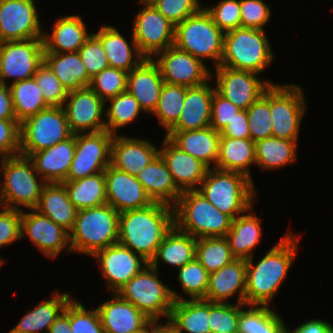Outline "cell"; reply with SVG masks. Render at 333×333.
Returning <instances> with one entry per match:
<instances>
[{"instance_id":"7","label":"cell","mask_w":333,"mask_h":333,"mask_svg":"<svg viewBox=\"0 0 333 333\" xmlns=\"http://www.w3.org/2000/svg\"><path fill=\"white\" fill-rule=\"evenodd\" d=\"M273 59L274 53L264 29L239 27L224 34L219 66L260 74Z\"/></svg>"},{"instance_id":"35","label":"cell","mask_w":333,"mask_h":333,"mask_svg":"<svg viewBox=\"0 0 333 333\" xmlns=\"http://www.w3.org/2000/svg\"><path fill=\"white\" fill-rule=\"evenodd\" d=\"M251 165H256L254 141L250 138L220 137L215 168L242 173L253 181L250 173Z\"/></svg>"},{"instance_id":"61","label":"cell","mask_w":333,"mask_h":333,"mask_svg":"<svg viewBox=\"0 0 333 333\" xmlns=\"http://www.w3.org/2000/svg\"><path fill=\"white\" fill-rule=\"evenodd\" d=\"M220 137L250 138L247 111L241 110L236 117L220 132Z\"/></svg>"},{"instance_id":"11","label":"cell","mask_w":333,"mask_h":333,"mask_svg":"<svg viewBox=\"0 0 333 333\" xmlns=\"http://www.w3.org/2000/svg\"><path fill=\"white\" fill-rule=\"evenodd\" d=\"M302 90L297 84L270 86L272 136L298 141L301 120L307 110Z\"/></svg>"},{"instance_id":"52","label":"cell","mask_w":333,"mask_h":333,"mask_svg":"<svg viewBox=\"0 0 333 333\" xmlns=\"http://www.w3.org/2000/svg\"><path fill=\"white\" fill-rule=\"evenodd\" d=\"M33 78L36 80V83L43 94V99L48 106H63L68 95V90L61 85L59 79L45 63L36 70Z\"/></svg>"},{"instance_id":"21","label":"cell","mask_w":333,"mask_h":333,"mask_svg":"<svg viewBox=\"0 0 333 333\" xmlns=\"http://www.w3.org/2000/svg\"><path fill=\"white\" fill-rule=\"evenodd\" d=\"M159 149L147 139L114 135L111 142L110 165L133 176L139 174L157 155Z\"/></svg>"},{"instance_id":"68","label":"cell","mask_w":333,"mask_h":333,"mask_svg":"<svg viewBox=\"0 0 333 333\" xmlns=\"http://www.w3.org/2000/svg\"><path fill=\"white\" fill-rule=\"evenodd\" d=\"M5 261H3V258L0 257V268L4 264Z\"/></svg>"},{"instance_id":"4","label":"cell","mask_w":333,"mask_h":333,"mask_svg":"<svg viewBox=\"0 0 333 333\" xmlns=\"http://www.w3.org/2000/svg\"><path fill=\"white\" fill-rule=\"evenodd\" d=\"M119 215L108 203L78 210L69 231L72 253L92 257L97 251L118 243Z\"/></svg>"},{"instance_id":"32","label":"cell","mask_w":333,"mask_h":333,"mask_svg":"<svg viewBox=\"0 0 333 333\" xmlns=\"http://www.w3.org/2000/svg\"><path fill=\"white\" fill-rule=\"evenodd\" d=\"M34 210L67 231L72 229L78 211L69 200L63 183H46Z\"/></svg>"},{"instance_id":"66","label":"cell","mask_w":333,"mask_h":333,"mask_svg":"<svg viewBox=\"0 0 333 333\" xmlns=\"http://www.w3.org/2000/svg\"><path fill=\"white\" fill-rule=\"evenodd\" d=\"M136 333H149V322L145 328H143L142 330H140L139 332H136Z\"/></svg>"},{"instance_id":"55","label":"cell","mask_w":333,"mask_h":333,"mask_svg":"<svg viewBox=\"0 0 333 333\" xmlns=\"http://www.w3.org/2000/svg\"><path fill=\"white\" fill-rule=\"evenodd\" d=\"M78 53L91 78L103 69L109 67V61L106 57L103 45L93 33L85 41Z\"/></svg>"},{"instance_id":"26","label":"cell","mask_w":333,"mask_h":333,"mask_svg":"<svg viewBox=\"0 0 333 333\" xmlns=\"http://www.w3.org/2000/svg\"><path fill=\"white\" fill-rule=\"evenodd\" d=\"M246 260L235 259L216 272L209 274L205 300L229 303V298L238 293L236 303L245 304Z\"/></svg>"},{"instance_id":"12","label":"cell","mask_w":333,"mask_h":333,"mask_svg":"<svg viewBox=\"0 0 333 333\" xmlns=\"http://www.w3.org/2000/svg\"><path fill=\"white\" fill-rule=\"evenodd\" d=\"M44 52L43 38L0 42V82L8 85L9 78L14 79L11 83L33 78L44 63Z\"/></svg>"},{"instance_id":"6","label":"cell","mask_w":333,"mask_h":333,"mask_svg":"<svg viewBox=\"0 0 333 333\" xmlns=\"http://www.w3.org/2000/svg\"><path fill=\"white\" fill-rule=\"evenodd\" d=\"M158 271L148 263L121 287L117 294L133 304L149 319L156 320L163 316L167 320L173 302L183 300L184 297L163 284L159 280Z\"/></svg>"},{"instance_id":"70","label":"cell","mask_w":333,"mask_h":333,"mask_svg":"<svg viewBox=\"0 0 333 333\" xmlns=\"http://www.w3.org/2000/svg\"><path fill=\"white\" fill-rule=\"evenodd\" d=\"M281 333H288L285 329Z\"/></svg>"},{"instance_id":"38","label":"cell","mask_w":333,"mask_h":333,"mask_svg":"<svg viewBox=\"0 0 333 333\" xmlns=\"http://www.w3.org/2000/svg\"><path fill=\"white\" fill-rule=\"evenodd\" d=\"M170 321L179 333H211L209 324V301L205 299H183L174 301Z\"/></svg>"},{"instance_id":"5","label":"cell","mask_w":333,"mask_h":333,"mask_svg":"<svg viewBox=\"0 0 333 333\" xmlns=\"http://www.w3.org/2000/svg\"><path fill=\"white\" fill-rule=\"evenodd\" d=\"M174 208V224L182 232L196 239L225 237L232 218L220 212L197 190L182 192Z\"/></svg>"},{"instance_id":"65","label":"cell","mask_w":333,"mask_h":333,"mask_svg":"<svg viewBox=\"0 0 333 333\" xmlns=\"http://www.w3.org/2000/svg\"><path fill=\"white\" fill-rule=\"evenodd\" d=\"M165 324H160L159 319L149 321V333H179L176 326L167 319Z\"/></svg>"},{"instance_id":"27","label":"cell","mask_w":333,"mask_h":333,"mask_svg":"<svg viewBox=\"0 0 333 333\" xmlns=\"http://www.w3.org/2000/svg\"><path fill=\"white\" fill-rule=\"evenodd\" d=\"M208 82L187 87L179 120L169 131H189L210 127L211 107L215 91Z\"/></svg>"},{"instance_id":"10","label":"cell","mask_w":333,"mask_h":333,"mask_svg":"<svg viewBox=\"0 0 333 333\" xmlns=\"http://www.w3.org/2000/svg\"><path fill=\"white\" fill-rule=\"evenodd\" d=\"M72 135L63 107L49 106L20 123V154L29 157Z\"/></svg>"},{"instance_id":"41","label":"cell","mask_w":333,"mask_h":333,"mask_svg":"<svg viewBox=\"0 0 333 333\" xmlns=\"http://www.w3.org/2000/svg\"><path fill=\"white\" fill-rule=\"evenodd\" d=\"M8 86L19 123L49 107L34 78L11 83Z\"/></svg>"},{"instance_id":"25","label":"cell","mask_w":333,"mask_h":333,"mask_svg":"<svg viewBox=\"0 0 333 333\" xmlns=\"http://www.w3.org/2000/svg\"><path fill=\"white\" fill-rule=\"evenodd\" d=\"M164 80L152 58L144 59L127 74L126 91L139 102L143 112L151 114L157 105Z\"/></svg>"},{"instance_id":"19","label":"cell","mask_w":333,"mask_h":333,"mask_svg":"<svg viewBox=\"0 0 333 333\" xmlns=\"http://www.w3.org/2000/svg\"><path fill=\"white\" fill-rule=\"evenodd\" d=\"M92 257L97 260L106 282V288L112 293H117L148 264L140 255L120 243L101 249Z\"/></svg>"},{"instance_id":"8","label":"cell","mask_w":333,"mask_h":333,"mask_svg":"<svg viewBox=\"0 0 333 333\" xmlns=\"http://www.w3.org/2000/svg\"><path fill=\"white\" fill-rule=\"evenodd\" d=\"M0 173L3 175L1 179L3 207L22 211L21 207L29 210L37 206L46 182L39 181L41 176L28 156L18 154L0 158Z\"/></svg>"},{"instance_id":"20","label":"cell","mask_w":333,"mask_h":333,"mask_svg":"<svg viewBox=\"0 0 333 333\" xmlns=\"http://www.w3.org/2000/svg\"><path fill=\"white\" fill-rule=\"evenodd\" d=\"M107 203L119 213L142 209L154 203L136 176L109 165L104 171Z\"/></svg>"},{"instance_id":"37","label":"cell","mask_w":333,"mask_h":333,"mask_svg":"<svg viewBox=\"0 0 333 333\" xmlns=\"http://www.w3.org/2000/svg\"><path fill=\"white\" fill-rule=\"evenodd\" d=\"M196 242L197 239L195 237L180 231L174 225L158 246L156 255L150 264L158 269V261L161 260V262H164L163 264H168L178 269L182 268L195 258Z\"/></svg>"},{"instance_id":"17","label":"cell","mask_w":333,"mask_h":333,"mask_svg":"<svg viewBox=\"0 0 333 333\" xmlns=\"http://www.w3.org/2000/svg\"><path fill=\"white\" fill-rule=\"evenodd\" d=\"M106 102L89 87L68 92L63 109L73 134L106 130L103 118Z\"/></svg>"},{"instance_id":"58","label":"cell","mask_w":333,"mask_h":333,"mask_svg":"<svg viewBox=\"0 0 333 333\" xmlns=\"http://www.w3.org/2000/svg\"><path fill=\"white\" fill-rule=\"evenodd\" d=\"M0 247L9 246L21 238V210L0 208Z\"/></svg>"},{"instance_id":"43","label":"cell","mask_w":333,"mask_h":333,"mask_svg":"<svg viewBox=\"0 0 333 333\" xmlns=\"http://www.w3.org/2000/svg\"><path fill=\"white\" fill-rule=\"evenodd\" d=\"M195 258L209 274L218 271L236 259L225 237L198 238Z\"/></svg>"},{"instance_id":"57","label":"cell","mask_w":333,"mask_h":333,"mask_svg":"<svg viewBox=\"0 0 333 333\" xmlns=\"http://www.w3.org/2000/svg\"><path fill=\"white\" fill-rule=\"evenodd\" d=\"M20 154V123L17 119H0V158Z\"/></svg>"},{"instance_id":"50","label":"cell","mask_w":333,"mask_h":333,"mask_svg":"<svg viewBox=\"0 0 333 333\" xmlns=\"http://www.w3.org/2000/svg\"><path fill=\"white\" fill-rule=\"evenodd\" d=\"M128 72L107 67L91 78L89 88L93 90L105 102L126 92Z\"/></svg>"},{"instance_id":"64","label":"cell","mask_w":333,"mask_h":333,"mask_svg":"<svg viewBox=\"0 0 333 333\" xmlns=\"http://www.w3.org/2000/svg\"><path fill=\"white\" fill-rule=\"evenodd\" d=\"M48 333H71V327L68 318V304L64 312L51 324Z\"/></svg>"},{"instance_id":"30","label":"cell","mask_w":333,"mask_h":333,"mask_svg":"<svg viewBox=\"0 0 333 333\" xmlns=\"http://www.w3.org/2000/svg\"><path fill=\"white\" fill-rule=\"evenodd\" d=\"M93 34L101 41L110 67L130 72L146 59L139 51L133 34L131 45L118 28L112 25H102L99 31Z\"/></svg>"},{"instance_id":"60","label":"cell","mask_w":333,"mask_h":333,"mask_svg":"<svg viewBox=\"0 0 333 333\" xmlns=\"http://www.w3.org/2000/svg\"><path fill=\"white\" fill-rule=\"evenodd\" d=\"M110 165V159H87L74 157L65 180H78L104 172Z\"/></svg>"},{"instance_id":"36","label":"cell","mask_w":333,"mask_h":333,"mask_svg":"<svg viewBox=\"0 0 333 333\" xmlns=\"http://www.w3.org/2000/svg\"><path fill=\"white\" fill-rule=\"evenodd\" d=\"M44 63L68 92L88 88L91 77L88 75L78 51L44 53Z\"/></svg>"},{"instance_id":"24","label":"cell","mask_w":333,"mask_h":333,"mask_svg":"<svg viewBox=\"0 0 333 333\" xmlns=\"http://www.w3.org/2000/svg\"><path fill=\"white\" fill-rule=\"evenodd\" d=\"M76 134L54 146L32 153L29 158L46 183H63L75 155Z\"/></svg>"},{"instance_id":"53","label":"cell","mask_w":333,"mask_h":333,"mask_svg":"<svg viewBox=\"0 0 333 333\" xmlns=\"http://www.w3.org/2000/svg\"><path fill=\"white\" fill-rule=\"evenodd\" d=\"M203 7L224 33L241 27L240 0H221L212 7Z\"/></svg>"},{"instance_id":"9","label":"cell","mask_w":333,"mask_h":333,"mask_svg":"<svg viewBox=\"0 0 333 333\" xmlns=\"http://www.w3.org/2000/svg\"><path fill=\"white\" fill-rule=\"evenodd\" d=\"M224 34L202 7L175 26L173 45L202 61H214V66L218 67L222 60Z\"/></svg>"},{"instance_id":"42","label":"cell","mask_w":333,"mask_h":333,"mask_svg":"<svg viewBox=\"0 0 333 333\" xmlns=\"http://www.w3.org/2000/svg\"><path fill=\"white\" fill-rule=\"evenodd\" d=\"M240 311L238 333H281L285 322L270 306L248 305Z\"/></svg>"},{"instance_id":"48","label":"cell","mask_w":333,"mask_h":333,"mask_svg":"<svg viewBox=\"0 0 333 333\" xmlns=\"http://www.w3.org/2000/svg\"><path fill=\"white\" fill-rule=\"evenodd\" d=\"M177 271L182 291L191 299H204L208 288L209 273L200 262L194 258Z\"/></svg>"},{"instance_id":"22","label":"cell","mask_w":333,"mask_h":333,"mask_svg":"<svg viewBox=\"0 0 333 333\" xmlns=\"http://www.w3.org/2000/svg\"><path fill=\"white\" fill-rule=\"evenodd\" d=\"M161 147L159 154L166 162L177 188L181 192L197 190L209 168L183 152L167 136L162 140Z\"/></svg>"},{"instance_id":"2","label":"cell","mask_w":333,"mask_h":333,"mask_svg":"<svg viewBox=\"0 0 333 333\" xmlns=\"http://www.w3.org/2000/svg\"><path fill=\"white\" fill-rule=\"evenodd\" d=\"M174 225V208L165 203L127 210L119 215L118 243L150 263Z\"/></svg>"},{"instance_id":"15","label":"cell","mask_w":333,"mask_h":333,"mask_svg":"<svg viewBox=\"0 0 333 333\" xmlns=\"http://www.w3.org/2000/svg\"><path fill=\"white\" fill-rule=\"evenodd\" d=\"M34 0H0V42L43 38Z\"/></svg>"},{"instance_id":"59","label":"cell","mask_w":333,"mask_h":333,"mask_svg":"<svg viewBox=\"0 0 333 333\" xmlns=\"http://www.w3.org/2000/svg\"><path fill=\"white\" fill-rule=\"evenodd\" d=\"M241 111L231 101L221 96L216 90L213 93L210 126L221 132Z\"/></svg>"},{"instance_id":"31","label":"cell","mask_w":333,"mask_h":333,"mask_svg":"<svg viewBox=\"0 0 333 333\" xmlns=\"http://www.w3.org/2000/svg\"><path fill=\"white\" fill-rule=\"evenodd\" d=\"M136 178L154 202L174 206L182 194L160 154L137 174Z\"/></svg>"},{"instance_id":"44","label":"cell","mask_w":333,"mask_h":333,"mask_svg":"<svg viewBox=\"0 0 333 333\" xmlns=\"http://www.w3.org/2000/svg\"><path fill=\"white\" fill-rule=\"evenodd\" d=\"M110 105L106 107L105 118L106 131L117 135L120 128L131 124L143 111L139 102L130 93L123 92L117 96L108 99Z\"/></svg>"},{"instance_id":"34","label":"cell","mask_w":333,"mask_h":333,"mask_svg":"<svg viewBox=\"0 0 333 333\" xmlns=\"http://www.w3.org/2000/svg\"><path fill=\"white\" fill-rule=\"evenodd\" d=\"M70 300L68 292L55 291L50 299L42 300L28 310L13 330L19 333H48L49 327L64 312Z\"/></svg>"},{"instance_id":"63","label":"cell","mask_w":333,"mask_h":333,"mask_svg":"<svg viewBox=\"0 0 333 333\" xmlns=\"http://www.w3.org/2000/svg\"><path fill=\"white\" fill-rule=\"evenodd\" d=\"M0 119H16L8 85L0 82Z\"/></svg>"},{"instance_id":"62","label":"cell","mask_w":333,"mask_h":333,"mask_svg":"<svg viewBox=\"0 0 333 333\" xmlns=\"http://www.w3.org/2000/svg\"><path fill=\"white\" fill-rule=\"evenodd\" d=\"M332 329L333 325L326 320L317 318L304 321L302 324L295 327L293 331L288 329L285 323V330L288 333H329Z\"/></svg>"},{"instance_id":"29","label":"cell","mask_w":333,"mask_h":333,"mask_svg":"<svg viewBox=\"0 0 333 333\" xmlns=\"http://www.w3.org/2000/svg\"><path fill=\"white\" fill-rule=\"evenodd\" d=\"M91 35L80 15L59 17L50 35L43 33L44 53L77 52Z\"/></svg>"},{"instance_id":"51","label":"cell","mask_w":333,"mask_h":333,"mask_svg":"<svg viewBox=\"0 0 333 333\" xmlns=\"http://www.w3.org/2000/svg\"><path fill=\"white\" fill-rule=\"evenodd\" d=\"M68 318L71 333H104L97 309L87 310L77 299L68 303Z\"/></svg>"},{"instance_id":"67","label":"cell","mask_w":333,"mask_h":333,"mask_svg":"<svg viewBox=\"0 0 333 333\" xmlns=\"http://www.w3.org/2000/svg\"><path fill=\"white\" fill-rule=\"evenodd\" d=\"M3 207V199H2V195H1V181H0V208Z\"/></svg>"},{"instance_id":"3","label":"cell","mask_w":333,"mask_h":333,"mask_svg":"<svg viewBox=\"0 0 333 333\" xmlns=\"http://www.w3.org/2000/svg\"><path fill=\"white\" fill-rule=\"evenodd\" d=\"M197 191L232 219L248 212L257 200L252 179L239 172L217 168L208 169Z\"/></svg>"},{"instance_id":"69","label":"cell","mask_w":333,"mask_h":333,"mask_svg":"<svg viewBox=\"0 0 333 333\" xmlns=\"http://www.w3.org/2000/svg\"><path fill=\"white\" fill-rule=\"evenodd\" d=\"M8 333H19V332H17V331H15V330H10Z\"/></svg>"},{"instance_id":"54","label":"cell","mask_w":333,"mask_h":333,"mask_svg":"<svg viewBox=\"0 0 333 333\" xmlns=\"http://www.w3.org/2000/svg\"><path fill=\"white\" fill-rule=\"evenodd\" d=\"M174 26L196 14L203 6L200 0H148Z\"/></svg>"},{"instance_id":"13","label":"cell","mask_w":333,"mask_h":333,"mask_svg":"<svg viewBox=\"0 0 333 333\" xmlns=\"http://www.w3.org/2000/svg\"><path fill=\"white\" fill-rule=\"evenodd\" d=\"M138 2L143 6L134 18L132 34L139 51L145 58H152L173 46L175 26L148 0Z\"/></svg>"},{"instance_id":"40","label":"cell","mask_w":333,"mask_h":333,"mask_svg":"<svg viewBox=\"0 0 333 333\" xmlns=\"http://www.w3.org/2000/svg\"><path fill=\"white\" fill-rule=\"evenodd\" d=\"M297 142L274 136L256 141V165L264 170H274L295 162Z\"/></svg>"},{"instance_id":"46","label":"cell","mask_w":333,"mask_h":333,"mask_svg":"<svg viewBox=\"0 0 333 333\" xmlns=\"http://www.w3.org/2000/svg\"><path fill=\"white\" fill-rule=\"evenodd\" d=\"M246 111L250 139L256 142L271 137L270 87Z\"/></svg>"},{"instance_id":"56","label":"cell","mask_w":333,"mask_h":333,"mask_svg":"<svg viewBox=\"0 0 333 333\" xmlns=\"http://www.w3.org/2000/svg\"><path fill=\"white\" fill-rule=\"evenodd\" d=\"M241 27L263 30L271 16V9L263 0H240Z\"/></svg>"},{"instance_id":"47","label":"cell","mask_w":333,"mask_h":333,"mask_svg":"<svg viewBox=\"0 0 333 333\" xmlns=\"http://www.w3.org/2000/svg\"><path fill=\"white\" fill-rule=\"evenodd\" d=\"M113 134L108 131L76 134L74 157L110 159Z\"/></svg>"},{"instance_id":"39","label":"cell","mask_w":333,"mask_h":333,"mask_svg":"<svg viewBox=\"0 0 333 333\" xmlns=\"http://www.w3.org/2000/svg\"><path fill=\"white\" fill-rule=\"evenodd\" d=\"M69 200L77 210L101 206L107 203L104 172L78 180L63 182Z\"/></svg>"},{"instance_id":"16","label":"cell","mask_w":333,"mask_h":333,"mask_svg":"<svg viewBox=\"0 0 333 333\" xmlns=\"http://www.w3.org/2000/svg\"><path fill=\"white\" fill-rule=\"evenodd\" d=\"M216 91L241 110H247L272 85L263 81L258 74L229 67H215Z\"/></svg>"},{"instance_id":"14","label":"cell","mask_w":333,"mask_h":333,"mask_svg":"<svg viewBox=\"0 0 333 333\" xmlns=\"http://www.w3.org/2000/svg\"><path fill=\"white\" fill-rule=\"evenodd\" d=\"M152 59L167 84L195 87L209 82L213 77V72L204 61L174 45L156 53Z\"/></svg>"},{"instance_id":"1","label":"cell","mask_w":333,"mask_h":333,"mask_svg":"<svg viewBox=\"0 0 333 333\" xmlns=\"http://www.w3.org/2000/svg\"><path fill=\"white\" fill-rule=\"evenodd\" d=\"M299 236L289 231L257 264L246 260L245 304L269 306L287 277L298 251Z\"/></svg>"},{"instance_id":"28","label":"cell","mask_w":333,"mask_h":333,"mask_svg":"<svg viewBox=\"0 0 333 333\" xmlns=\"http://www.w3.org/2000/svg\"><path fill=\"white\" fill-rule=\"evenodd\" d=\"M165 136L209 169L215 168L219 154L220 132L211 126L189 131H168Z\"/></svg>"},{"instance_id":"18","label":"cell","mask_w":333,"mask_h":333,"mask_svg":"<svg viewBox=\"0 0 333 333\" xmlns=\"http://www.w3.org/2000/svg\"><path fill=\"white\" fill-rule=\"evenodd\" d=\"M29 237L46 257L55 259L65 249L71 251L69 231L34 209L21 211V238Z\"/></svg>"},{"instance_id":"45","label":"cell","mask_w":333,"mask_h":333,"mask_svg":"<svg viewBox=\"0 0 333 333\" xmlns=\"http://www.w3.org/2000/svg\"><path fill=\"white\" fill-rule=\"evenodd\" d=\"M186 86L164 83L155 110L151 113L160 120L166 133L177 123L184 105Z\"/></svg>"},{"instance_id":"33","label":"cell","mask_w":333,"mask_h":333,"mask_svg":"<svg viewBox=\"0 0 333 333\" xmlns=\"http://www.w3.org/2000/svg\"><path fill=\"white\" fill-rule=\"evenodd\" d=\"M248 212L232 219L231 228L225 236L236 259L248 260L254 257L253 249L260 243L263 235L262 220L251 213L252 208Z\"/></svg>"},{"instance_id":"23","label":"cell","mask_w":333,"mask_h":333,"mask_svg":"<svg viewBox=\"0 0 333 333\" xmlns=\"http://www.w3.org/2000/svg\"><path fill=\"white\" fill-rule=\"evenodd\" d=\"M96 309L104 333H136L151 320L117 293H112V299L106 300Z\"/></svg>"},{"instance_id":"49","label":"cell","mask_w":333,"mask_h":333,"mask_svg":"<svg viewBox=\"0 0 333 333\" xmlns=\"http://www.w3.org/2000/svg\"><path fill=\"white\" fill-rule=\"evenodd\" d=\"M246 304L209 301L211 333H238L240 311Z\"/></svg>"}]
</instances>
